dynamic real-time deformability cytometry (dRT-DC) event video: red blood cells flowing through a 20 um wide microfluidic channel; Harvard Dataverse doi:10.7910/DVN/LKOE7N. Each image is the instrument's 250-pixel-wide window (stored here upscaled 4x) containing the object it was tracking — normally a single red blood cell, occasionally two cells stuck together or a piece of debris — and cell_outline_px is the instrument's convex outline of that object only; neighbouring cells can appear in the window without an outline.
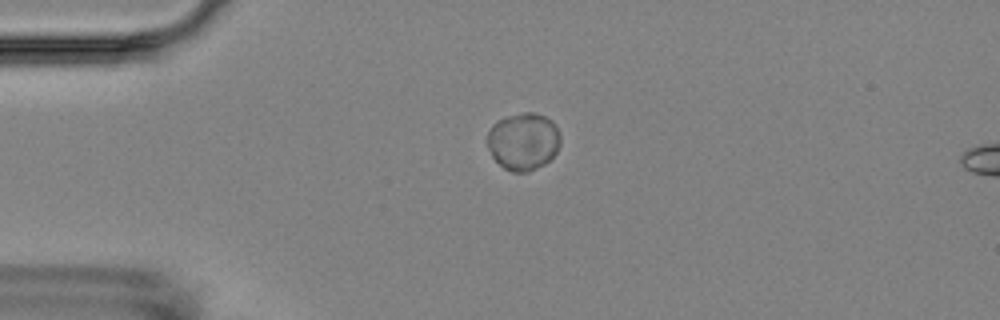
{"species": "Egyptian fruit bat (a non-hibernating species)", "species_latin": "Rousettus aegyptiacus", "temperature_condition": "room temperature", "stored_images_in_passage": 1, "camera_frame_rate_fps": 3000, "um_per_image_px": 0.085, "animal": {"sex": "female"}, "frame": {"image": 1, "passage_image": 1, "time_ms": 0.0, "image_size_px": [1000, 320], "cell_outline_px": [[560, 144], [556, 152], [544, 164], [528, 172], [512, 172], [504, 168], [492, 156], [488, 148], [488, 132], [492, 124], [496, 120], [508, 116], [524, 112], [532, 112], [544, 116], [552, 120], [556, 124], [560, 136]], "centroid_in_image_um": [44.48, 12.01], "position_along_channel_um": 40.5, "area_um2": 24.45}}